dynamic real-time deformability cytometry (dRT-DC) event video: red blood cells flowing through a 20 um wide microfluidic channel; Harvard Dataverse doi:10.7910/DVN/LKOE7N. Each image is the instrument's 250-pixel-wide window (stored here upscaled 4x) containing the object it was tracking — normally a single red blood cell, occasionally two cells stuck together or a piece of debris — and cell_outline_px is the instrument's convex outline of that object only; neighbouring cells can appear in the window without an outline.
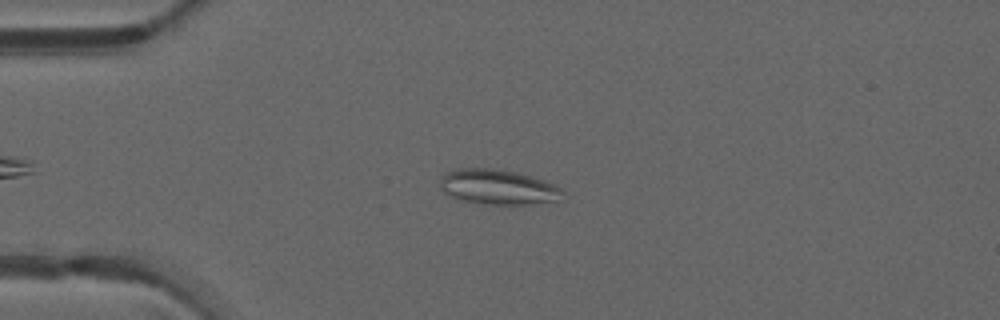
{"species": "common noctule bat (a hibernating species)", "species_latin": "Nyctalus noctula", "temperature_condition": "warm", "stored_images_in_passage": 30, "camera_frame_rate_fps": 3000, "um_per_image_px": 0.085, "animal": {"sex": "male", "forearm_length_mm": 52.5}, "frame": {"image": 1, "passage_image": 7, "time_ms": 2.0, "image_size_px": [1000, 320], "cell_outline_px": [[564, 192], [556, 200], [528, 204], [484, 204], [464, 200], [452, 196], [444, 192], [440, 188], [440, 180], [448, 172], [456, 168], [492, 168], [516, 172], [532, 176], [556, 184]], "centroid_in_image_um": [42.33, 15.88], "position_along_channel_um": 42.7, "area_um2": 24.74}}
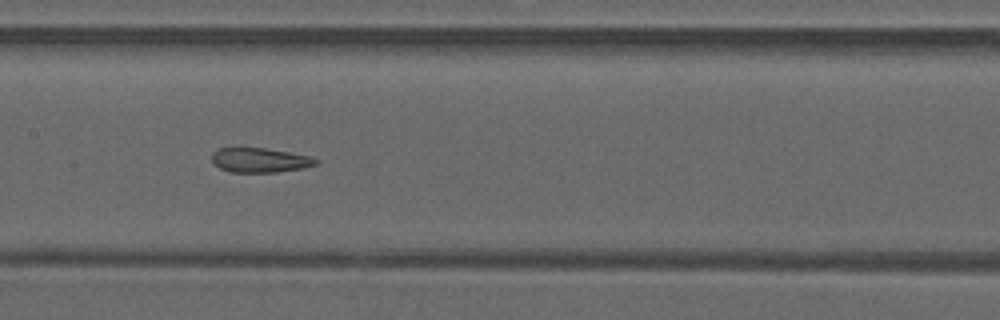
{"frame": {"image": 2, "passage_image": 19, "time_ms": 6.0, "image_size_px": [1000, 320], "cell_outline_px": [[320, 164], [304, 168], [276, 172], [232, 172], [220, 168], [212, 160], [212, 152], [216, 148], [264, 148], [312, 156], [320, 160]], "centroid_in_image_um": [22.15, 13.61], "position_along_channel_um": 185.3, "area_um2": 14.97}}